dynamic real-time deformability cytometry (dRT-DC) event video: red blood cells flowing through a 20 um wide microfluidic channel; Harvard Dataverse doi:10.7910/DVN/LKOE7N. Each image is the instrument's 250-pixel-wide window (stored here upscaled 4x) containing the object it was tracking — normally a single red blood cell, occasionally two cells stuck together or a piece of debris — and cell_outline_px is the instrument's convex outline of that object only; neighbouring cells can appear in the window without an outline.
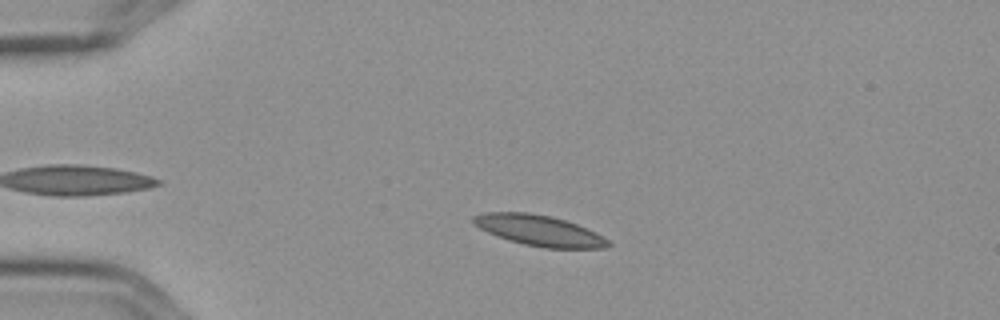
{"species": "Egyptian fruit bat (a non-hibernating species)", "species_latin": "Rousettus aegyptiacus", "temperature_condition": "cold", "stored_images_in_passage": 5, "camera_frame_rate_fps": 3000, "um_per_image_px": 0.085, "frame": {"image": 1, "passage_image": 4, "time_ms": 1.0, "image_size_px": [1000, 320], "cell_outline_px": [[612, 244], [604, 248], [544, 248], [524, 244], [508, 240], [496, 236], [480, 228], [472, 220], [472, 216], [484, 212], [528, 212], [552, 216], [576, 224], [596, 232], [608, 240]], "centroid_in_image_um": [45.83, 19.59], "position_along_channel_um": 39.2, "area_um2": 24.04}}